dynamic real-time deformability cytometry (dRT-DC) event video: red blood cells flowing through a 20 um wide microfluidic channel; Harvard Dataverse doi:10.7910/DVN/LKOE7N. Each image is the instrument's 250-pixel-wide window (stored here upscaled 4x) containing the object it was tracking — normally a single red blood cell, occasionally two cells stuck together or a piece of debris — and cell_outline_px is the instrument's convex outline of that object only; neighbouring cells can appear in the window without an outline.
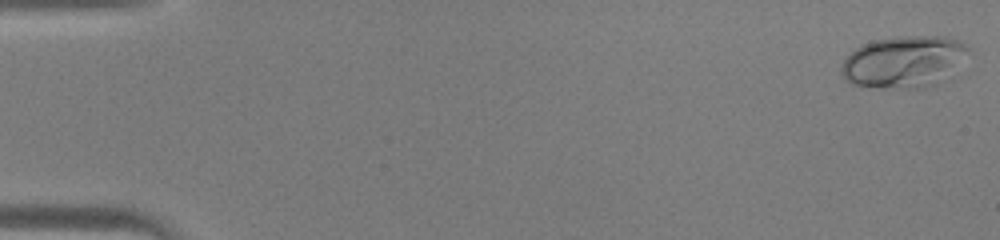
{"species": "human", "species_latin": "Homo sapiens", "temperature_condition": "warm", "stored_images_in_passage": 45, "camera_frame_rate_fps": 3000, "um_per_image_px": 0.085, "donor": {"sex": "male"}, "frame": {"image": 1, "passage_image": 1, "time_ms": 0.0, "image_size_px": [1000, 240], "cell_outline_px": [[968, 52], [952, 80], [924, 88], [884, 88], [852, 84], [844, 80], [840, 72], [840, 68], [844, 60], [860, 44], [872, 40], [896, 36], [944, 36], [960, 40], [968, 48]], "centroid_in_image_um": [76.88, 5.27], "position_along_channel_um": 8.1, "area_um2": 39.36}}
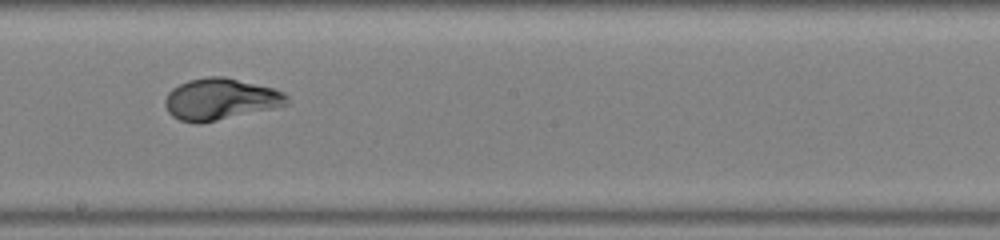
{"frame": {"image": 2, "passage_image": 26, "time_ms": 8.333, "image_size_px": [1000, 240], "cell_outline_px": [[288, 104], [272, 108], [200, 124], [196, 124], [180, 120], [172, 116], [168, 112], [164, 104], [164, 100], [168, 92], [172, 88], [188, 80], [208, 76], [224, 76], [272, 88], [284, 92], [288, 96]], "centroid_in_image_um": [18.69, 8.43], "position_along_channel_um": 229.5, "area_um2": 29.42}}
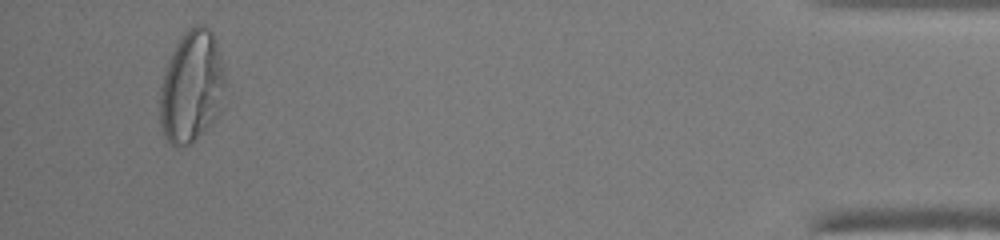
{"frame": {"image": 3, "passage_image": 43, "time_ms": 14.0, "image_size_px": [1000, 240], "cell_outline_px": [[224, 108], [220, 116], [196, 140], [188, 144], [176, 148], [164, 136], [160, 124], [160, 88], [164, 72], [168, 60], [180, 36], [192, 24], [204, 24], [212, 32], [216, 40], [224, 76]], "centroid_in_image_um": [16.3, 7.4], "position_along_channel_um": 418.9, "area_um2": 43.29}}